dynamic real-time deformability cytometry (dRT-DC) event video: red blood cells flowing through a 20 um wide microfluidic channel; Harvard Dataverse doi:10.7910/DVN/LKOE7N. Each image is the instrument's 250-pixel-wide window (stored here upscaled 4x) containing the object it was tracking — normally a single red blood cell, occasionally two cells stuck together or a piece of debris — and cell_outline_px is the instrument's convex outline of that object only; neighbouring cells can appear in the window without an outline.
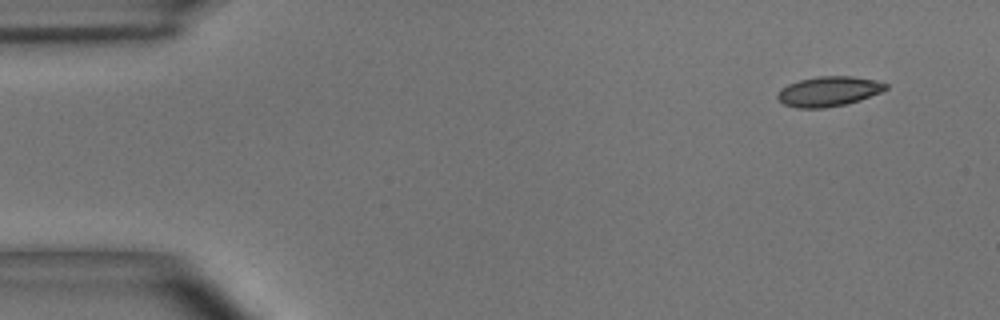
{"species": "common noctule bat (a hibernating species)", "species_latin": "Nyctalus noctula", "temperature_condition": "room temperature", "stored_images_in_passage": 4, "camera_frame_rate_fps": 3000, "um_per_image_px": 0.085, "animal": {"sex": "male", "body_mass_g": 15.6}, "frame": {"image": 1, "passage_image": 1, "time_ms": 0.0, "image_size_px": [1000, 320], "cell_outline_px": [[888, 88], [880, 92], [860, 100], [848, 104], [824, 108], [796, 108], [784, 104], [776, 96], [780, 88], [788, 84], [800, 80], [816, 76], [852, 76], [872, 80], [888, 84]], "centroid_in_image_um": [70.41, 7.77], "position_along_channel_um": 14.6, "area_um2": 18.84}}
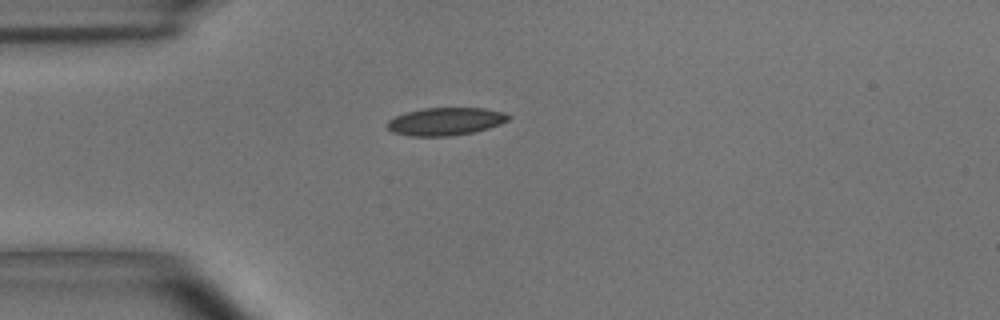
{"frame": {"image": 2, "passage_image": 4, "time_ms": 1.0, "image_size_px": [1000, 320], "cell_outline_px": [[512, 116], [508, 120], [500, 124], [476, 132], [452, 136], [408, 136], [392, 132], [388, 128], [388, 120], [404, 112], [424, 108], [484, 108], [504, 112]], "centroid_in_image_um": [37.88, 10.32], "position_along_channel_um": 47.1, "area_um2": 19.77}}